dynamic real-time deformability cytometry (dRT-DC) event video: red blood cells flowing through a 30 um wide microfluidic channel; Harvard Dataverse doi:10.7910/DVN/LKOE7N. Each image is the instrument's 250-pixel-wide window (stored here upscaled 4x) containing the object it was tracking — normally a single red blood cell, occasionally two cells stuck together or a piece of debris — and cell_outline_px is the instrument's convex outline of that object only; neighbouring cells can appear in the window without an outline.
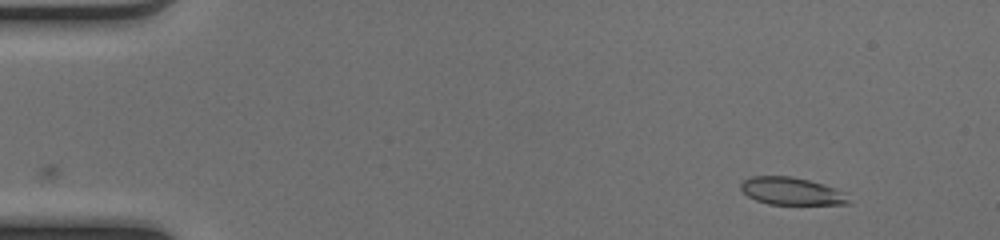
{"species": "common noctule bat (a hibernating species)", "species_latin": "Nyctalus noctula", "temperature_condition": "cold", "stored_images_in_passage": 46, "camera_frame_rate_fps": 3000, "um_per_image_px": 0.085, "animal": {"sex": "female", "body_mass_g": 17.0, "forearm_length_mm": 48.0}, "frame": {"image": 1, "passage_image": 1, "time_ms": 0.0, "image_size_px": [1000, 240], "cell_outline_px": [[848, 204], [768, 204], [756, 200], [748, 196], [740, 188], [740, 184], [748, 176], [792, 176], [824, 184], [848, 192]], "centroid_in_image_um": [67.29, 16.24], "position_along_channel_um": 17.7, "area_um2": 17.4}}
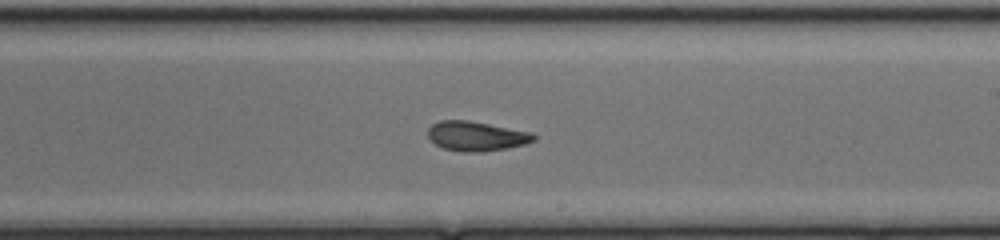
{"frame": {"image": 2, "passage_image": 26, "time_ms": 8.333, "image_size_px": [1000, 240], "cell_outline_px": [[536, 140], [524, 144], [508, 148], [480, 152], [460, 152], [444, 148], [436, 144], [428, 136], [428, 128], [432, 124], [440, 120], [468, 120], [532, 132], [536, 136]], "centroid_in_image_um": [40.5, 11.57], "position_along_channel_um": 248.5, "area_um2": 18.26}}
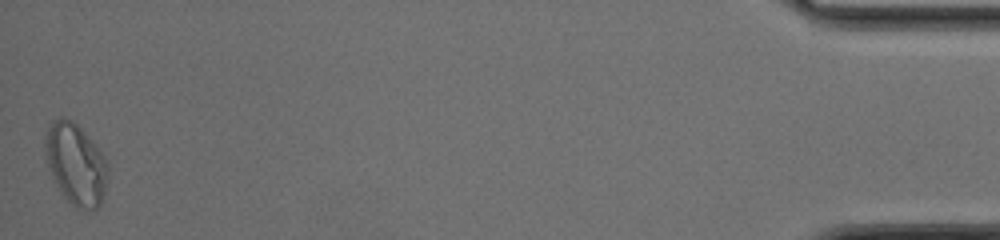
{"frame": {"image": 3, "passage_image": 46, "time_ms": 15.0, "image_size_px": [1000, 240], "cell_outline_px": [[108, 172], [104, 192], [100, 204], [96, 208], [76, 208], [60, 192], [48, 168], [44, 152], [44, 140], [48, 128], [56, 120], [72, 120], [84, 132], [104, 156], [108, 164]], "centroid_in_image_um": [6.43, 13.97], "position_along_channel_um": 428.8, "area_um2": 29.07}, "authors_computed_cell_mechanics": {"area_um2": 18.8139, "velocity_mm_per_s": 4.1092, "shape_relaxation_time_tau1_ms": null, "shape_relaxation_time_tau2_ms": 1.7881, "deformation_change_tau1": null, "deformation_change_tau2": 0.0721}}